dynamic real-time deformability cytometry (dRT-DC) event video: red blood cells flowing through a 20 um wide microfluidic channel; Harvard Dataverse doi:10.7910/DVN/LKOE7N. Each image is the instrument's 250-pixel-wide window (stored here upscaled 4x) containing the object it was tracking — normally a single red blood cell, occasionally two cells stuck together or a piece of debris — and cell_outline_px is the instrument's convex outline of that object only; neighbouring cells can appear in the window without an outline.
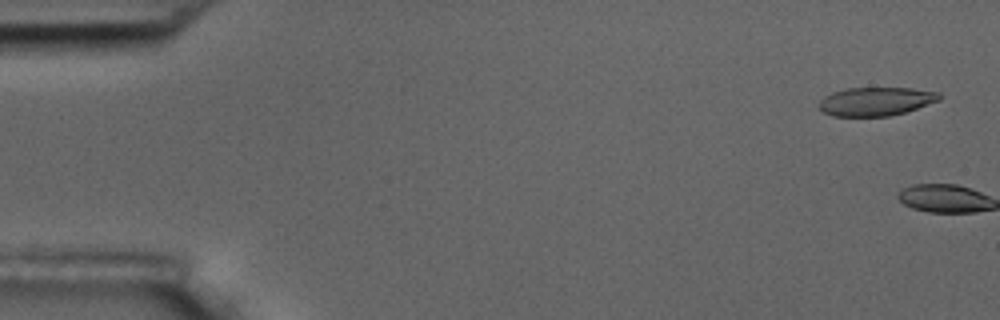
{"species": "common noctule bat (a hibernating species)", "species_latin": "Nyctalus noctula", "temperature_condition": "room temperature", "stored_images_in_passage": 5, "camera_frame_rate_fps": 3000, "um_per_image_px": 0.085, "animal": {"sex": "male", "body_mass_g": 17.5, "forearm_length_mm": 52.3}, "frame": {"image": 1, "passage_image": 1, "time_ms": 0.0, "image_size_px": [1000, 320], "cell_outline_px": [[940, 100], [904, 112], [888, 116], [832, 116], [824, 112], [816, 104], [824, 96], [832, 92], [848, 88], [912, 88], [940, 92]], "centroid_in_image_um": [74.42, 8.61], "position_along_channel_um": 10.6, "area_um2": 20.0}}
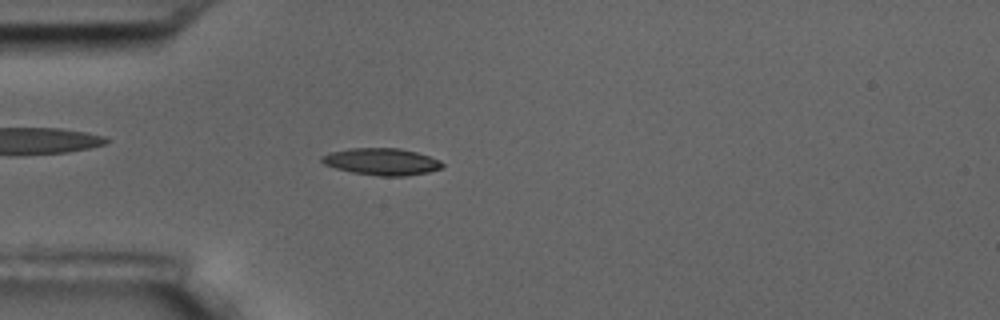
{"frame": {"image": 2, "passage_image": 5, "time_ms": 5.667, "image_size_px": [1000, 320], "cell_outline_px": [[444, 164], [440, 168], [428, 172], [404, 176], [380, 176], [352, 172], [336, 168], [324, 164], [320, 160], [320, 156], [332, 152], [348, 148], [400, 148], [416, 152], [440, 160]], "centroid_in_image_um": [32.42, 13.73], "position_along_channel_um": 52.6, "area_um2": 18.79}}